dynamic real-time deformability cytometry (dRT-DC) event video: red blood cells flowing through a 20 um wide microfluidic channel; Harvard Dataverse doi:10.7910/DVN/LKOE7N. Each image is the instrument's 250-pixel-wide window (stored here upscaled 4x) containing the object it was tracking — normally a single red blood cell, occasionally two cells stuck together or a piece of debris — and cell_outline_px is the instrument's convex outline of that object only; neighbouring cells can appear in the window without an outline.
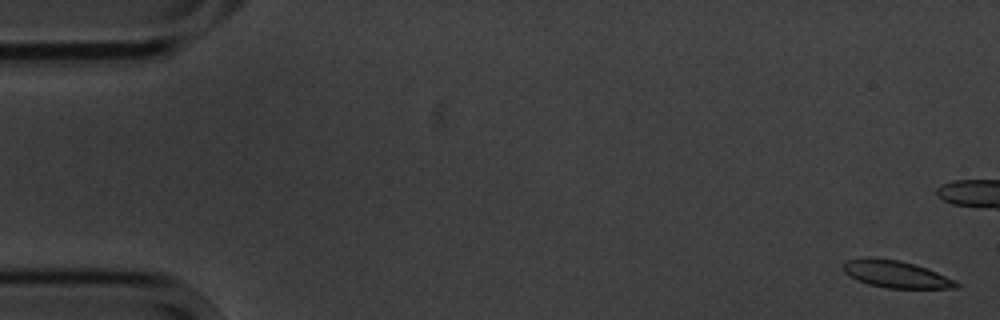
{"species": "common noctule bat (a hibernating species)", "species_latin": "Nyctalus noctula", "temperature_condition": "cold", "stored_images_in_passage": 6, "camera_frame_rate_fps": 3000, "um_per_image_px": 0.085, "animal": {"sex": "male", "body_mass_g": 20.1, "forearm_length_mm": 53.5}, "frame": {"image": 1, "passage_image": 1, "time_ms": 0.0, "image_size_px": [1000, 320], "cell_outline_px": [[960, 288], [888, 288], [868, 284], [856, 280], [844, 272], [844, 260], [864, 256], [872, 256], [900, 260], [928, 268], [960, 284]], "centroid_in_image_um": [76.09, 23.28], "position_along_channel_um": 8.9, "area_um2": 18.03}}